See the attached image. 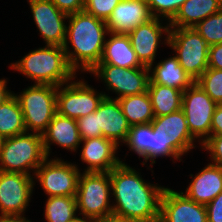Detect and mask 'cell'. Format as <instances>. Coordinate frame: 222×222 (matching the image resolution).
I'll return each instance as SVG.
<instances>
[{
    "instance_id": "obj_42",
    "label": "cell",
    "mask_w": 222,
    "mask_h": 222,
    "mask_svg": "<svg viewBox=\"0 0 222 222\" xmlns=\"http://www.w3.org/2000/svg\"><path fill=\"white\" fill-rule=\"evenodd\" d=\"M84 218V219H83ZM78 217L76 216L73 220H71L70 222H96L94 219L89 218V217Z\"/></svg>"
},
{
    "instance_id": "obj_27",
    "label": "cell",
    "mask_w": 222,
    "mask_h": 222,
    "mask_svg": "<svg viewBox=\"0 0 222 222\" xmlns=\"http://www.w3.org/2000/svg\"><path fill=\"white\" fill-rule=\"evenodd\" d=\"M26 132L21 106L15 94L0 105V136L3 139Z\"/></svg>"
},
{
    "instance_id": "obj_35",
    "label": "cell",
    "mask_w": 222,
    "mask_h": 222,
    "mask_svg": "<svg viewBox=\"0 0 222 222\" xmlns=\"http://www.w3.org/2000/svg\"><path fill=\"white\" fill-rule=\"evenodd\" d=\"M201 146L210 151L211 164L222 167V135L210 136Z\"/></svg>"
},
{
    "instance_id": "obj_6",
    "label": "cell",
    "mask_w": 222,
    "mask_h": 222,
    "mask_svg": "<svg viewBox=\"0 0 222 222\" xmlns=\"http://www.w3.org/2000/svg\"><path fill=\"white\" fill-rule=\"evenodd\" d=\"M110 191V172L80 173L76 194L80 215L96 222H106L113 218L112 206L109 204Z\"/></svg>"
},
{
    "instance_id": "obj_9",
    "label": "cell",
    "mask_w": 222,
    "mask_h": 222,
    "mask_svg": "<svg viewBox=\"0 0 222 222\" xmlns=\"http://www.w3.org/2000/svg\"><path fill=\"white\" fill-rule=\"evenodd\" d=\"M216 106L217 104L196 82L183 92L182 110L188 129L194 138H202V144L210 137Z\"/></svg>"
},
{
    "instance_id": "obj_19",
    "label": "cell",
    "mask_w": 222,
    "mask_h": 222,
    "mask_svg": "<svg viewBox=\"0 0 222 222\" xmlns=\"http://www.w3.org/2000/svg\"><path fill=\"white\" fill-rule=\"evenodd\" d=\"M98 129H101L105 138L111 139L117 145L119 140L125 142L131 128L122 112L117 99L106 95L97 108Z\"/></svg>"
},
{
    "instance_id": "obj_15",
    "label": "cell",
    "mask_w": 222,
    "mask_h": 222,
    "mask_svg": "<svg viewBox=\"0 0 222 222\" xmlns=\"http://www.w3.org/2000/svg\"><path fill=\"white\" fill-rule=\"evenodd\" d=\"M159 222H208L206 205L192 201L182 191L165 188Z\"/></svg>"
},
{
    "instance_id": "obj_36",
    "label": "cell",
    "mask_w": 222,
    "mask_h": 222,
    "mask_svg": "<svg viewBox=\"0 0 222 222\" xmlns=\"http://www.w3.org/2000/svg\"><path fill=\"white\" fill-rule=\"evenodd\" d=\"M51 2L67 15L84 11L85 0H51Z\"/></svg>"
},
{
    "instance_id": "obj_18",
    "label": "cell",
    "mask_w": 222,
    "mask_h": 222,
    "mask_svg": "<svg viewBox=\"0 0 222 222\" xmlns=\"http://www.w3.org/2000/svg\"><path fill=\"white\" fill-rule=\"evenodd\" d=\"M82 142L81 160L88 164L85 172H110L122 162L115 156L118 145L111 139L96 137Z\"/></svg>"
},
{
    "instance_id": "obj_44",
    "label": "cell",
    "mask_w": 222,
    "mask_h": 222,
    "mask_svg": "<svg viewBox=\"0 0 222 222\" xmlns=\"http://www.w3.org/2000/svg\"><path fill=\"white\" fill-rule=\"evenodd\" d=\"M2 141H3V138L0 136V148H1V145H2Z\"/></svg>"
},
{
    "instance_id": "obj_28",
    "label": "cell",
    "mask_w": 222,
    "mask_h": 222,
    "mask_svg": "<svg viewBox=\"0 0 222 222\" xmlns=\"http://www.w3.org/2000/svg\"><path fill=\"white\" fill-rule=\"evenodd\" d=\"M76 211V196H54L48 197L44 212L47 222H70Z\"/></svg>"
},
{
    "instance_id": "obj_30",
    "label": "cell",
    "mask_w": 222,
    "mask_h": 222,
    "mask_svg": "<svg viewBox=\"0 0 222 222\" xmlns=\"http://www.w3.org/2000/svg\"><path fill=\"white\" fill-rule=\"evenodd\" d=\"M194 28L209 46L222 43V9L200 21Z\"/></svg>"
},
{
    "instance_id": "obj_33",
    "label": "cell",
    "mask_w": 222,
    "mask_h": 222,
    "mask_svg": "<svg viewBox=\"0 0 222 222\" xmlns=\"http://www.w3.org/2000/svg\"><path fill=\"white\" fill-rule=\"evenodd\" d=\"M121 0H85L84 11L96 18L107 21L113 9Z\"/></svg>"
},
{
    "instance_id": "obj_23",
    "label": "cell",
    "mask_w": 222,
    "mask_h": 222,
    "mask_svg": "<svg viewBox=\"0 0 222 222\" xmlns=\"http://www.w3.org/2000/svg\"><path fill=\"white\" fill-rule=\"evenodd\" d=\"M221 9L222 0H186L169 22V26L170 28H192Z\"/></svg>"
},
{
    "instance_id": "obj_26",
    "label": "cell",
    "mask_w": 222,
    "mask_h": 222,
    "mask_svg": "<svg viewBox=\"0 0 222 222\" xmlns=\"http://www.w3.org/2000/svg\"><path fill=\"white\" fill-rule=\"evenodd\" d=\"M115 99L118 100L122 112L131 126L151 123L155 118L148 91Z\"/></svg>"
},
{
    "instance_id": "obj_10",
    "label": "cell",
    "mask_w": 222,
    "mask_h": 222,
    "mask_svg": "<svg viewBox=\"0 0 222 222\" xmlns=\"http://www.w3.org/2000/svg\"><path fill=\"white\" fill-rule=\"evenodd\" d=\"M62 86L57 87V113L75 120L95 112L106 97L105 93L98 94L81 80L67 82L65 87Z\"/></svg>"
},
{
    "instance_id": "obj_20",
    "label": "cell",
    "mask_w": 222,
    "mask_h": 222,
    "mask_svg": "<svg viewBox=\"0 0 222 222\" xmlns=\"http://www.w3.org/2000/svg\"><path fill=\"white\" fill-rule=\"evenodd\" d=\"M43 147L46 156L50 154V144L55 143L65 149L76 151L82 139L79 134L77 121L58 113L53 117L47 130L42 134Z\"/></svg>"
},
{
    "instance_id": "obj_11",
    "label": "cell",
    "mask_w": 222,
    "mask_h": 222,
    "mask_svg": "<svg viewBox=\"0 0 222 222\" xmlns=\"http://www.w3.org/2000/svg\"><path fill=\"white\" fill-rule=\"evenodd\" d=\"M89 73L104 80L109 90H113L122 98L129 95H137L148 91L150 81V69L122 68L109 64H97Z\"/></svg>"
},
{
    "instance_id": "obj_13",
    "label": "cell",
    "mask_w": 222,
    "mask_h": 222,
    "mask_svg": "<svg viewBox=\"0 0 222 222\" xmlns=\"http://www.w3.org/2000/svg\"><path fill=\"white\" fill-rule=\"evenodd\" d=\"M34 185L31 175L0 171L1 215H23Z\"/></svg>"
},
{
    "instance_id": "obj_29",
    "label": "cell",
    "mask_w": 222,
    "mask_h": 222,
    "mask_svg": "<svg viewBox=\"0 0 222 222\" xmlns=\"http://www.w3.org/2000/svg\"><path fill=\"white\" fill-rule=\"evenodd\" d=\"M125 143L130 150L136 152L139 157H144L147 162L149 160L150 123L132 125Z\"/></svg>"
},
{
    "instance_id": "obj_4",
    "label": "cell",
    "mask_w": 222,
    "mask_h": 222,
    "mask_svg": "<svg viewBox=\"0 0 222 222\" xmlns=\"http://www.w3.org/2000/svg\"><path fill=\"white\" fill-rule=\"evenodd\" d=\"M10 68L35 80V84L65 85L75 78L76 72L68 64L64 48L46 45L25 55Z\"/></svg>"
},
{
    "instance_id": "obj_7",
    "label": "cell",
    "mask_w": 222,
    "mask_h": 222,
    "mask_svg": "<svg viewBox=\"0 0 222 222\" xmlns=\"http://www.w3.org/2000/svg\"><path fill=\"white\" fill-rule=\"evenodd\" d=\"M15 96L21 106L26 131L42 135L57 114V87L34 84Z\"/></svg>"
},
{
    "instance_id": "obj_39",
    "label": "cell",
    "mask_w": 222,
    "mask_h": 222,
    "mask_svg": "<svg viewBox=\"0 0 222 222\" xmlns=\"http://www.w3.org/2000/svg\"><path fill=\"white\" fill-rule=\"evenodd\" d=\"M222 135V104L217 105L212 117L210 136Z\"/></svg>"
},
{
    "instance_id": "obj_34",
    "label": "cell",
    "mask_w": 222,
    "mask_h": 222,
    "mask_svg": "<svg viewBox=\"0 0 222 222\" xmlns=\"http://www.w3.org/2000/svg\"><path fill=\"white\" fill-rule=\"evenodd\" d=\"M78 125L79 134L82 140L104 137L101 129H98L97 110L86 116L76 120Z\"/></svg>"
},
{
    "instance_id": "obj_21",
    "label": "cell",
    "mask_w": 222,
    "mask_h": 222,
    "mask_svg": "<svg viewBox=\"0 0 222 222\" xmlns=\"http://www.w3.org/2000/svg\"><path fill=\"white\" fill-rule=\"evenodd\" d=\"M222 192V167L208 164L195 175L185 195L192 201L207 205Z\"/></svg>"
},
{
    "instance_id": "obj_1",
    "label": "cell",
    "mask_w": 222,
    "mask_h": 222,
    "mask_svg": "<svg viewBox=\"0 0 222 222\" xmlns=\"http://www.w3.org/2000/svg\"><path fill=\"white\" fill-rule=\"evenodd\" d=\"M116 204L113 218L124 221L159 222L165 187L146 183L135 169L121 162L110 171Z\"/></svg>"
},
{
    "instance_id": "obj_17",
    "label": "cell",
    "mask_w": 222,
    "mask_h": 222,
    "mask_svg": "<svg viewBox=\"0 0 222 222\" xmlns=\"http://www.w3.org/2000/svg\"><path fill=\"white\" fill-rule=\"evenodd\" d=\"M153 17L146 0H121L106 21L111 33L127 34Z\"/></svg>"
},
{
    "instance_id": "obj_16",
    "label": "cell",
    "mask_w": 222,
    "mask_h": 222,
    "mask_svg": "<svg viewBox=\"0 0 222 222\" xmlns=\"http://www.w3.org/2000/svg\"><path fill=\"white\" fill-rule=\"evenodd\" d=\"M161 24L160 19L154 17L127 33L138 60L150 70L161 41L160 38L163 32L168 36L170 30L169 24L165 27Z\"/></svg>"
},
{
    "instance_id": "obj_3",
    "label": "cell",
    "mask_w": 222,
    "mask_h": 222,
    "mask_svg": "<svg viewBox=\"0 0 222 222\" xmlns=\"http://www.w3.org/2000/svg\"><path fill=\"white\" fill-rule=\"evenodd\" d=\"M195 138L191 135L182 109L168 115L155 117L150 123L149 159L151 165L160 156L179 159L193 149Z\"/></svg>"
},
{
    "instance_id": "obj_2",
    "label": "cell",
    "mask_w": 222,
    "mask_h": 222,
    "mask_svg": "<svg viewBox=\"0 0 222 222\" xmlns=\"http://www.w3.org/2000/svg\"><path fill=\"white\" fill-rule=\"evenodd\" d=\"M68 19L69 26L63 46L68 64L75 72L80 68L81 71L90 72L101 59L106 41L105 34L109 35L106 21L85 11L70 14ZM68 39L74 50L72 52L69 50Z\"/></svg>"
},
{
    "instance_id": "obj_41",
    "label": "cell",
    "mask_w": 222,
    "mask_h": 222,
    "mask_svg": "<svg viewBox=\"0 0 222 222\" xmlns=\"http://www.w3.org/2000/svg\"><path fill=\"white\" fill-rule=\"evenodd\" d=\"M0 222H31L22 215H1Z\"/></svg>"
},
{
    "instance_id": "obj_14",
    "label": "cell",
    "mask_w": 222,
    "mask_h": 222,
    "mask_svg": "<svg viewBox=\"0 0 222 222\" xmlns=\"http://www.w3.org/2000/svg\"><path fill=\"white\" fill-rule=\"evenodd\" d=\"M33 19L47 45L64 46L68 15L61 12L51 0H28Z\"/></svg>"
},
{
    "instance_id": "obj_24",
    "label": "cell",
    "mask_w": 222,
    "mask_h": 222,
    "mask_svg": "<svg viewBox=\"0 0 222 222\" xmlns=\"http://www.w3.org/2000/svg\"><path fill=\"white\" fill-rule=\"evenodd\" d=\"M150 73L152 74H150L149 83L173 87L183 92L194 83L179 64L176 56L159 62L153 72L150 70Z\"/></svg>"
},
{
    "instance_id": "obj_8",
    "label": "cell",
    "mask_w": 222,
    "mask_h": 222,
    "mask_svg": "<svg viewBox=\"0 0 222 222\" xmlns=\"http://www.w3.org/2000/svg\"><path fill=\"white\" fill-rule=\"evenodd\" d=\"M165 40L176 51L179 64L195 82L208 68L209 45L194 27L170 28Z\"/></svg>"
},
{
    "instance_id": "obj_25",
    "label": "cell",
    "mask_w": 222,
    "mask_h": 222,
    "mask_svg": "<svg viewBox=\"0 0 222 222\" xmlns=\"http://www.w3.org/2000/svg\"><path fill=\"white\" fill-rule=\"evenodd\" d=\"M148 93L155 117L168 115L182 109L183 91L179 89L149 83Z\"/></svg>"
},
{
    "instance_id": "obj_32",
    "label": "cell",
    "mask_w": 222,
    "mask_h": 222,
    "mask_svg": "<svg viewBox=\"0 0 222 222\" xmlns=\"http://www.w3.org/2000/svg\"><path fill=\"white\" fill-rule=\"evenodd\" d=\"M185 1L186 0H146L153 17L160 18V16H163L167 18L165 20H169L168 22L174 18Z\"/></svg>"
},
{
    "instance_id": "obj_38",
    "label": "cell",
    "mask_w": 222,
    "mask_h": 222,
    "mask_svg": "<svg viewBox=\"0 0 222 222\" xmlns=\"http://www.w3.org/2000/svg\"><path fill=\"white\" fill-rule=\"evenodd\" d=\"M208 68L222 70V43L209 46Z\"/></svg>"
},
{
    "instance_id": "obj_40",
    "label": "cell",
    "mask_w": 222,
    "mask_h": 222,
    "mask_svg": "<svg viewBox=\"0 0 222 222\" xmlns=\"http://www.w3.org/2000/svg\"><path fill=\"white\" fill-rule=\"evenodd\" d=\"M7 81L5 79H0V105L4 103L6 100H8L13 93H11L9 90H7Z\"/></svg>"
},
{
    "instance_id": "obj_37",
    "label": "cell",
    "mask_w": 222,
    "mask_h": 222,
    "mask_svg": "<svg viewBox=\"0 0 222 222\" xmlns=\"http://www.w3.org/2000/svg\"><path fill=\"white\" fill-rule=\"evenodd\" d=\"M208 222H222V192L206 205Z\"/></svg>"
},
{
    "instance_id": "obj_22",
    "label": "cell",
    "mask_w": 222,
    "mask_h": 222,
    "mask_svg": "<svg viewBox=\"0 0 222 222\" xmlns=\"http://www.w3.org/2000/svg\"><path fill=\"white\" fill-rule=\"evenodd\" d=\"M110 33V39L104 44L103 53L98 64H109L122 68H141L128 34Z\"/></svg>"
},
{
    "instance_id": "obj_12",
    "label": "cell",
    "mask_w": 222,
    "mask_h": 222,
    "mask_svg": "<svg viewBox=\"0 0 222 222\" xmlns=\"http://www.w3.org/2000/svg\"><path fill=\"white\" fill-rule=\"evenodd\" d=\"M48 160L47 157L34 172L46 194L49 197L76 196L80 175L77 166L59 158Z\"/></svg>"
},
{
    "instance_id": "obj_43",
    "label": "cell",
    "mask_w": 222,
    "mask_h": 222,
    "mask_svg": "<svg viewBox=\"0 0 222 222\" xmlns=\"http://www.w3.org/2000/svg\"><path fill=\"white\" fill-rule=\"evenodd\" d=\"M106 222H143V221H124V220H119V219L111 218L110 220H108Z\"/></svg>"
},
{
    "instance_id": "obj_31",
    "label": "cell",
    "mask_w": 222,
    "mask_h": 222,
    "mask_svg": "<svg viewBox=\"0 0 222 222\" xmlns=\"http://www.w3.org/2000/svg\"><path fill=\"white\" fill-rule=\"evenodd\" d=\"M217 104H222V70L207 68L195 81Z\"/></svg>"
},
{
    "instance_id": "obj_5",
    "label": "cell",
    "mask_w": 222,
    "mask_h": 222,
    "mask_svg": "<svg viewBox=\"0 0 222 222\" xmlns=\"http://www.w3.org/2000/svg\"><path fill=\"white\" fill-rule=\"evenodd\" d=\"M47 158L43 136L39 133H21L3 139L0 148V171L31 175Z\"/></svg>"
}]
</instances>
